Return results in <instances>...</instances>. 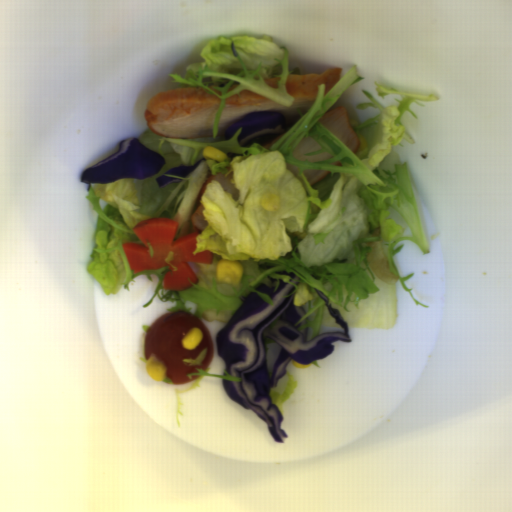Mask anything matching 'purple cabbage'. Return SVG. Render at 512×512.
<instances>
[{
	"label": "purple cabbage",
	"instance_id": "purple-cabbage-1",
	"mask_svg": "<svg viewBox=\"0 0 512 512\" xmlns=\"http://www.w3.org/2000/svg\"><path fill=\"white\" fill-rule=\"evenodd\" d=\"M295 286L280 280L277 290L259 283L256 291L269 295L274 306L266 302L258 292L250 291L240 296L242 305L226 326L216 335L218 354L225 361L229 376L240 381L222 379L226 394L243 408L253 410L258 419L266 422L268 433L275 441H284L288 435L282 428L284 416L270 397V388L286 372L290 360L309 364L335 350L333 340L353 341L347 321L339 309L331 305L329 298L314 288L323 299L328 312L345 332H324L308 341V327L303 306L296 305ZM276 290V291H275Z\"/></svg>",
	"mask_w": 512,
	"mask_h": 512
},
{
	"label": "purple cabbage",
	"instance_id": "purple-cabbage-2",
	"mask_svg": "<svg viewBox=\"0 0 512 512\" xmlns=\"http://www.w3.org/2000/svg\"><path fill=\"white\" fill-rule=\"evenodd\" d=\"M165 163L160 153L143 145L137 137H129L119 143L118 151L85 168L80 182L87 184L89 192L92 183L156 176Z\"/></svg>",
	"mask_w": 512,
	"mask_h": 512
},
{
	"label": "purple cabbage",
	"instance_id": "purple-cabbage-3",
	"mask_svg": "<svg viewBox=\"0 0 512 512\" xmlns=\"http://www.w3.org/2000/svg\"><path fill=\"white\" fill-rule=\"evenodd\" d=\"M241 127L238 144L250 146L252 143L264 145L282 136L287 122L281 113L274 111H252L238 121L232 123L224 131V139L229 140Z\"/></svg>",
	"mask_w": 512,
	"mask_h": 512
},
{
	"label": "purple cabbage",
	"instance_id": "purple-cabbage-4",
	"mask_svg": "<svg viewBox=\"0 0 512 512\" xmlns=\"http://www.w3.org/2000/svg\"><path fill=\"white\" fill-rule=\"evenodd\" d=\"M206 159L203 157L199 161H197L193 165H180L176 166L175 168L171 169L165 174H170L174 176H180V177H188L200 164L202 161H205Z\"/></svg>",
	"mask_w": 512,
	"mask_h": 512
},
{
	"label": "purple cabbage",
	"instance_id": "purple-cabbage-5",
	"mask_svg": "<svg viewBox=\"0 0 512 512\" xmlns=\"http://www.w3.org/2000/svg\"><path fill=\"white\" fill-rule=\"evenodd\" d=\"M181 180L182 179L170 178V177H167V176H164V175L155 178V181H156V183H157L159 188H165L169 184H173V183H180Z\"/></svg>",
	"mask_w": 512,
	"mask_h": 512
},
{
	"label": "purple cabbage",
	"instance_id": "purple-cabbage-6",
	"mask_svg": "<svg viewBox=\"0 0 512 512\" xmlns=\"http://www.w3.org/2000/svg\"><path fill=\"white\" fill-rule=\"evenodd\" d=\"M228 156V158H233L235 156H244V153H228L226 154Z\"/></svg>",
	"mask_w": 512,
	"mask_h": 512
}]
</instances>
